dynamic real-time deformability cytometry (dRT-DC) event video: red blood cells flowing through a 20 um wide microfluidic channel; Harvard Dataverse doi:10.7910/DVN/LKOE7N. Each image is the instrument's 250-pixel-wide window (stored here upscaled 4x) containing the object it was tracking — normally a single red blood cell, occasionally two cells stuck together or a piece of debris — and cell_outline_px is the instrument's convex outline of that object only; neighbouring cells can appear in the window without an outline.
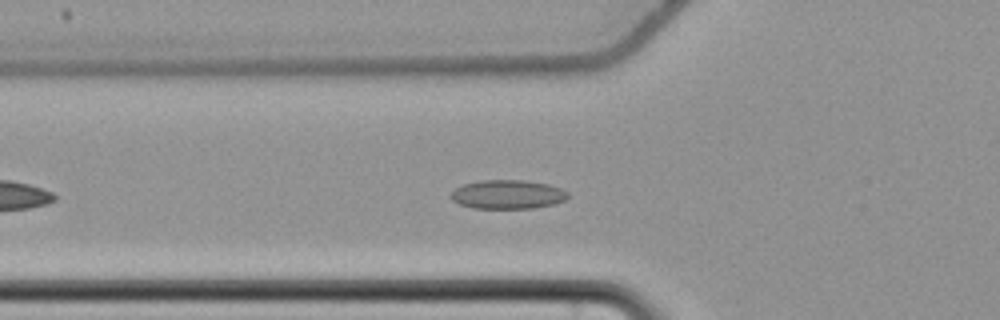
{"species": "common noctule bat (a hibernating species)", "species_latin": "Nyctalus noctula", "temperature_condition": "cold", "stored_images_in_passage": 46, "camera_frame_rate_fps": 3000, "um_per_image_px": 0.085, "animal": {"sex": "female", "body_mass_g": 22.7, "forearm_length_mm": 54.2}, "frame": {"image": 1, "passage_image": 9, "time_ms": 2.667, "image_size_px": [1000, 320], "cell_outline_px": [[568, 196], [564, 200], [552, 204], [532, 208], [472, 208], [460, 204], [452, 200], [448, 196], [456, 188], [464, 184], [480, 180], [524, 180], [548, 184], [560, 188], [568, 192]], "centroid_in_image_um": [43.12, 16.52], "position_along_channel_um": 82.7, "area_um2": 19.65}}
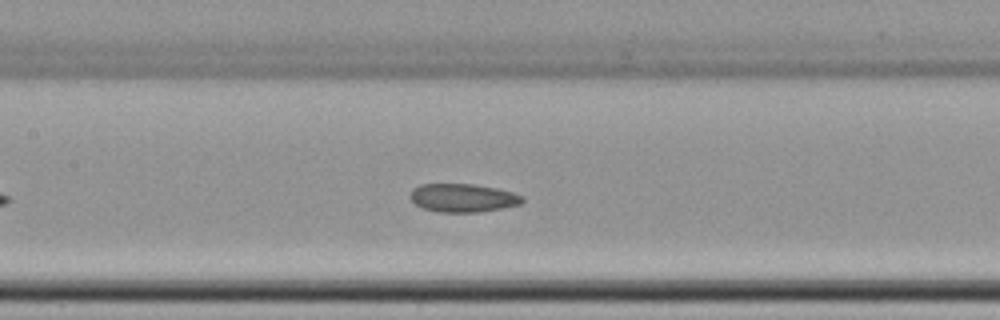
{"frame": {"image": 2, "passage_image": 16, "time_ms": 5.0, "image_size_px": [1000, 320], "cell_outline_px": [[524, 200], [520, 204], [504, 208], [480, 212], [440, 212], [424, 208], [416, 204], [408, 196], [412, 188], [420, 184], [472, 184], [496, 188], [512, 192], [524, 196]], "centroid_in_image_um": [39.35, 16.82], "position_along_channel_um": 168.1, "area_um2": 18.61}}
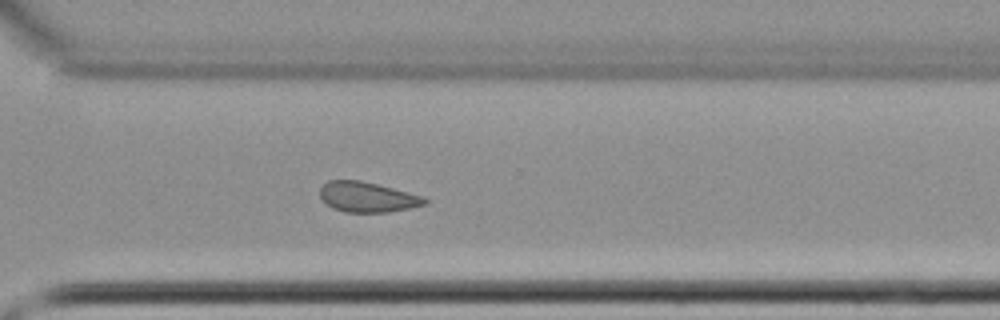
{"frame": {"image": 3, "passage_image": 30, "time_ms": 9.667, "image_size_px": [1000, 320], "cell_outline_px": [[428, 200], [424, 204], [408, 208], [388, 212], [344, 212], [332, 208], [320, 196], [320, 188], [328, 180], [360, 180], [424, 196]], "centroid_in_image_um": [31.21, 16.75], "position_along_channel_um": 339.4, "area_um2": 18.21}, "authors_computed_cell_mechanics": {"area_um2": 19.0451, "velocity_mm_per_s": 3.6709, "shape_relaxation_time_tau1_ms": null, "shape_relaxation_time_tau2_ms": 7.1701, "deformation_change_tau1": null, "deformation_change_tau2": 0.1247}}